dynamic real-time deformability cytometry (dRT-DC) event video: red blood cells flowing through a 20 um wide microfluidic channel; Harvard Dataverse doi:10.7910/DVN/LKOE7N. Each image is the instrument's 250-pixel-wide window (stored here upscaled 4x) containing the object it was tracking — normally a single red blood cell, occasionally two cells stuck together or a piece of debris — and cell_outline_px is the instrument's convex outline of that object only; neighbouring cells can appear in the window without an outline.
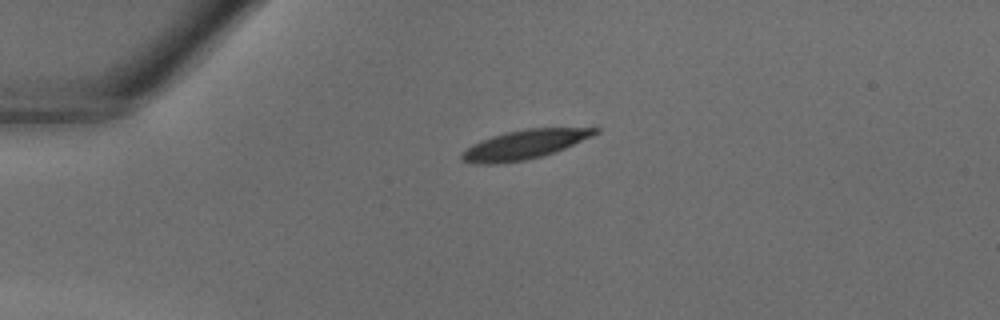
{"species": "common noctule bat (a hibernating species)", "species_latin": "Nyctalus noctula", "temperature_condition": "warm", "stored_images_in_passage": 31, "camera_frame_rate_fps": 3000, "um_per_image_px": 0.085, "animal": {"sex": "male", "body_mass_g": 18.8}, "frame": {"image": 1, "passage_image": 1, "time_ms": 0.0, "image_size_px": [1000, 320], "cell_outline_px": [[600, 132], [592, 136], [564, 148], [540, 156], [524, 160], [496, 164], [476, 164], [460, 160], [460, 156], [472, 144], [480, 140], [504, 132], [528, 128], [600, 128]], "centroid_in_image_um": [44.54, 12.28], "position_along_channel_um": 40.5, "area_um2": 22.37}}
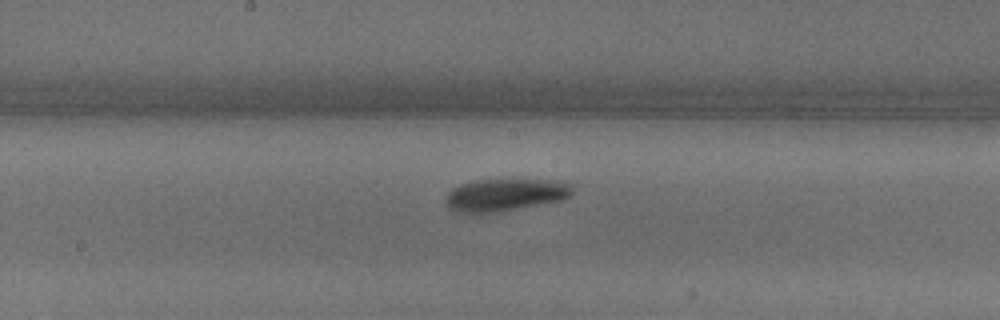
{"frame": {"image": 2, "passage_image": 13, "time_ms": 4.0, "image_size_px": [1000, 320], "cell_outline_px": [[572, 196], [560, 200], [516, 208], [492, 212], [456, 212], [448, 208], [444, 200], [444, 196], [452, 188], [460, 184], [472, 180], [556, 180], [572, 184]], "centroid_in_image_um": [42.89, 16.54], "position_along_channel_um": 205.3, "area_um2": 23.7}}
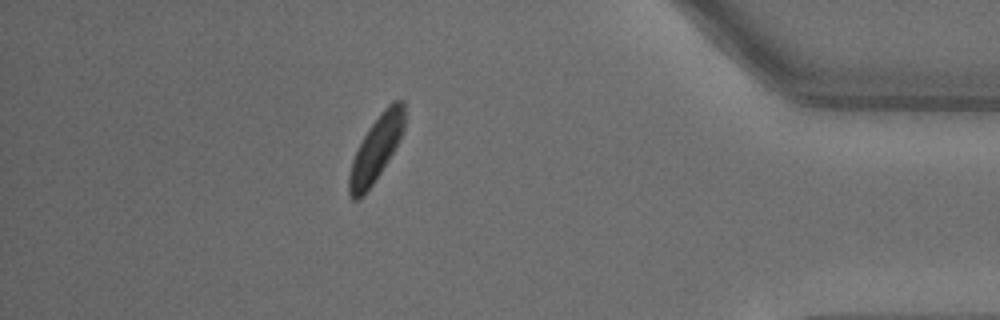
{"frame": {"image": 3, "passage_image": 27, "time_ms": 8.667, "image_size_px": [1000, 320], "cell_outline_px": [[404, 128], [400, 140], [380, 172], [372, 184], [356, 200], [352, 200], [348, 192], [348, 176], [352, 160], [364, 136], [380, 112], [392, 100], [404, 100]], "centroid_in_image_um": [31.98, 12.6], "position_along_channel_um": 403.2, "area_um2": 20.46}}